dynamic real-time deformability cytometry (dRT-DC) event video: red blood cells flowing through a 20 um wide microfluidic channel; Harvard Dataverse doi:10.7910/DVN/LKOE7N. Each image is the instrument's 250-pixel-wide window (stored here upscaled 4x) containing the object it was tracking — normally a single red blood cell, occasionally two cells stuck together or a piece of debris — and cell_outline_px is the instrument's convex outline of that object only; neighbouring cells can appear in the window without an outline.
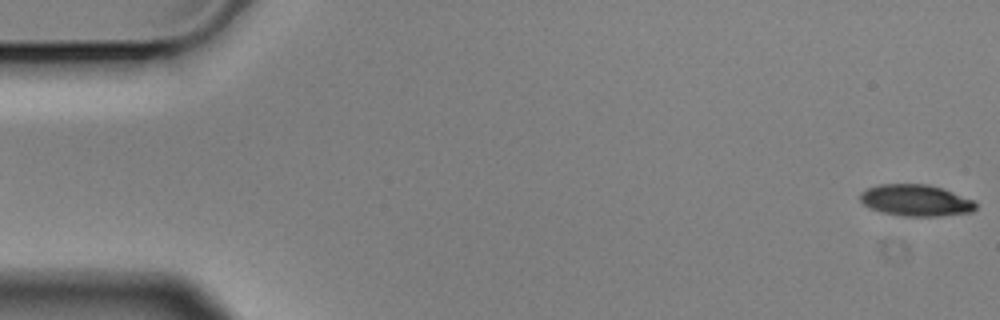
{"species": "Egyptian fruit bat (a non-hibernating species)", "species_latin": "Rousettus aegyptiacus", "temperature_condition": "cold", "stored_images_in_passage": 5, "segment_of_instrument_passage": [2, 2], "camera_frame_rate_fps": 3000, "um_per_image_px": 0.085, "animal": {"sex": "male"}, "frame": {"image": 1, "passage_image": 5, "time_ms": 1.333, "image_size_px": [1000, 320], "cell_outline_px": [[976, 208], [972, 212], [940, 216], [900, 216], [880, 212], [868, 208], [860, 200], [860, 192], [868, 188], [880, 184], [928, 184], [944, 188], [972, 200], [976, 204]], "centroid_in_image_um": [77.82, 17.03], "position_along_channel_um": 7.2, "area_um2": 21.39}}